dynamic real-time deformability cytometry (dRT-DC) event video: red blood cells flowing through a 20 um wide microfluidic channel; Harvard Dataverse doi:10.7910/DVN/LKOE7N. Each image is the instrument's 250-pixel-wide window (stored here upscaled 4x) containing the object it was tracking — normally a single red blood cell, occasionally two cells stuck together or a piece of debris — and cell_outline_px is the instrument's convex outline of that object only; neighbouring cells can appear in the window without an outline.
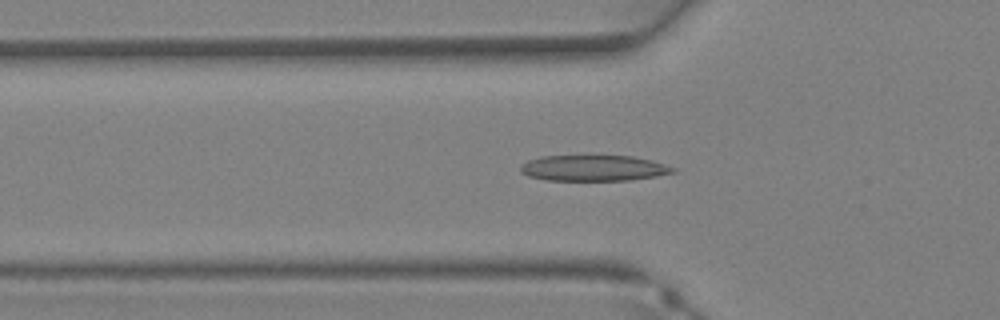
{"species": "Egyptian fruit bat (a non-hibernating species)", "species_latin": "Rousettus aegyptiacus", "temperature_condition": "warm", "stored_images_in_passage": 36, "camera_frame_rate_fps": 3000, "um_per_image_px": 0.085, "animal": {"sex": "female"}, "frame": {"image": 1, "passage_image": 12, "time_ms": 3.667, "image_size_px": [1000, 320], "cell_outline_px": [[676, 172], [656, 176], [632, 180], [548, 180], [528, 176], [520, 172], [520, 164], [528, 160], [540, 156], [632, 156], [652, 160], [676, 168]], "centroid_in_image_um": [50.45, 14.28], "position_along_channel_um": 75.4, "area_um2": 23.0}}
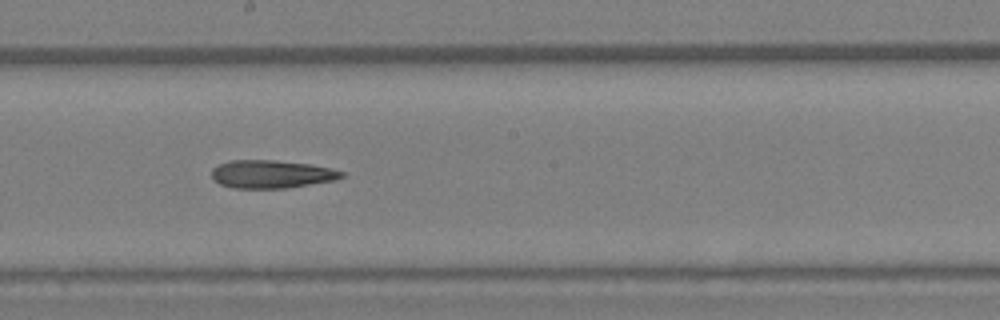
{"frame": {"image": 2, "passage_image": 20, "time_ms": 6.333, "image_size_px": [1000, 320], "cell_outline_px": [[344, 176], [336, 180], [288, 188], [232, 188], [220, 184], [212, 180], [212, 168], [228, 160], [272, 160], [308, 164], [332, 168], [344, 172]], "centroid_in_image_um": [23.06, 14.81], "position_along_channel_um": 225.1, "area_um2": 21.33}}
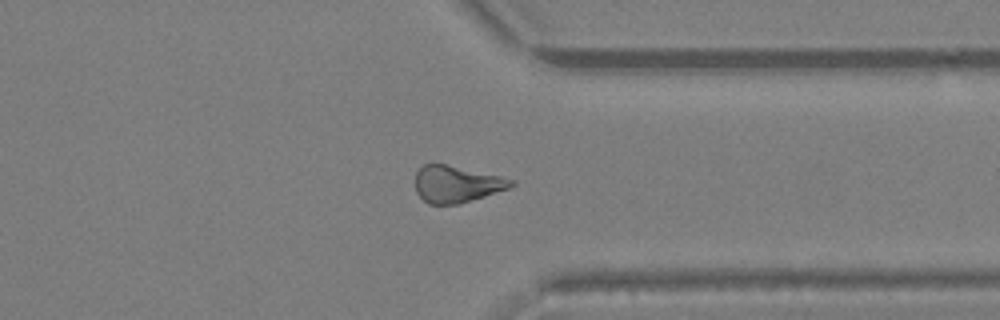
{"frame": {"image": 3, "passage_image": 28, "time_ms": 9.0, "image_size_px": [1000, 320], "cell_outline_px": [[516, 184], [508, 188], [484, 196], [456, 204], [428, 204], [416, 192], [416, 172], [424, 164], [448, 164], [500, 176], [516, 180]], "centroid_in_image_um": [38.81, 15.63], "position_along_channel_um": 372.6, "area_um2": 20.35}}